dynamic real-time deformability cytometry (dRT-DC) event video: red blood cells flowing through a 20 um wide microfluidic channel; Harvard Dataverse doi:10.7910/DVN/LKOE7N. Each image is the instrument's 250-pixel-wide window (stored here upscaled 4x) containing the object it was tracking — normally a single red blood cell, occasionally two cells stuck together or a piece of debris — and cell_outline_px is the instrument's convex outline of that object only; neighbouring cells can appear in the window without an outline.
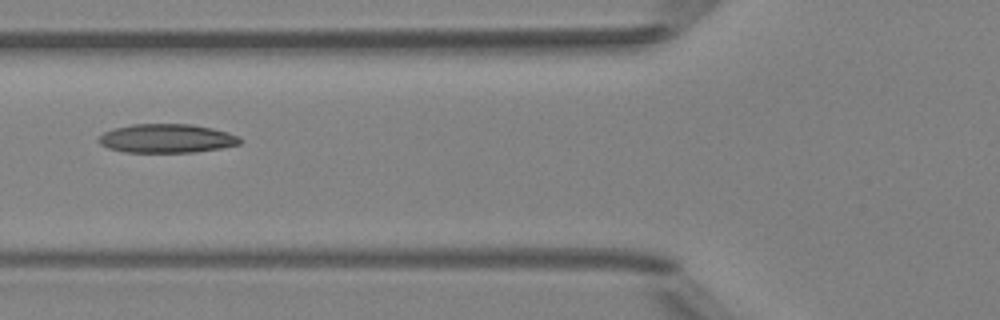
{"species": "Egyptian fruit bat (a non-hibernating species)", "species_latin": "Rousettus aegyptiacus", "temperature_condition": "room temperature", "stored_images_in_passage": 4, "camera_frame_rate_fps": 3000, "um_per_image_px": 0.085, "animal": {"sex": "female"}, "frame": {"image": 1, "passage_image": 3, "time_ms": 2.333, "image_size_px": [1000, 320], "cell_outline_px": [[240, 144], [220, 148], [196, 152], [124, 152], [108, 148], [100, 144], [96, 140], [104, 132], [112, 128], [132, 124], [192, 124], [212, 128], [228, 132], [240, 136]], "centroid_in_image_um": [14.15, 11.76], "position_along_channel_um": 111.7, "area_um2": 23.87}}
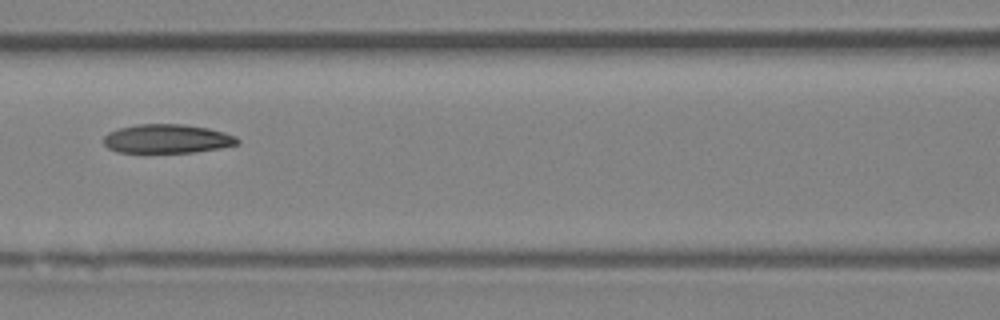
{"frame": {"image": 2, "passage_image": 4, "time_ms": 3.333, "image_size_px": [1000, 320], "cell_outline_px": [[240, 144], [220, 148], [196, 152], [116, 152], [108, 148], [104, 144], [104, 136], [108, 132], [120, 128], [136, 124], [184, 124], [208, 128], [224, 132], [236, 136], [240, 140]], "centroid_in_image_um": [14.23, 11.79], "position_along_channel_um": 152.4, "area_um2": 22.66}}